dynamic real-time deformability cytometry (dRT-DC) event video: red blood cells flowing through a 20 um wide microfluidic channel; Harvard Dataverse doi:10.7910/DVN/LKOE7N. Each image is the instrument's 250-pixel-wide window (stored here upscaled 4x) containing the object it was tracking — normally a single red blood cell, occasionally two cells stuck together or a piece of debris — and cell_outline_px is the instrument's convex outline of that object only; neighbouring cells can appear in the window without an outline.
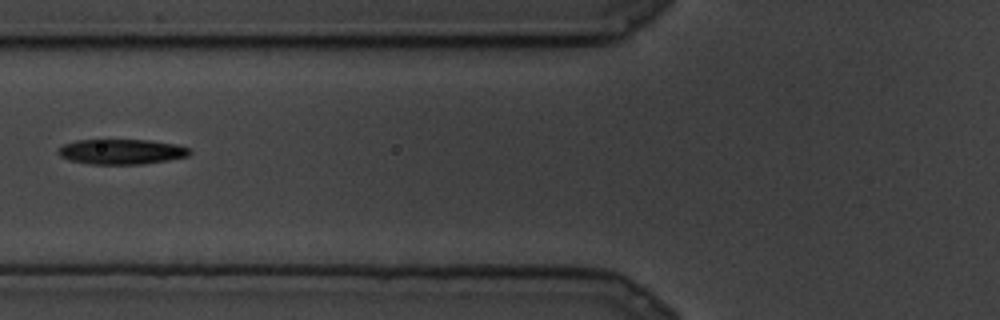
{"species": "common noctule bat (a hibernating species)", "species_latin": "Nyctalus noctula", "temperature_condition": "cold", "stored_images_in_passage": 6, "camera_frame_rate_fps": 3000, "um_per_image_px": 0.085, "animal": {"sex": "male", "body_mass_g": 19.5, "forearm_length_mm": 54.6}, "frame": {"image": 1, "passage_image": 5, "time_ms": 1.333, "image_size_px": [1000, 320], "cell_outline_px": [[192, 152], [188, 156], [168, 160], [144, 164], [88, 164], [68, 160], [60, 156], [56, 152], [64, 144], [76, 140], [148, 140], [176, 144], [188, 148]], "centroid_in_image_um": [10.31, 12.9], "position_along_channel_um": 115.5, "area_um2": 19.31}}